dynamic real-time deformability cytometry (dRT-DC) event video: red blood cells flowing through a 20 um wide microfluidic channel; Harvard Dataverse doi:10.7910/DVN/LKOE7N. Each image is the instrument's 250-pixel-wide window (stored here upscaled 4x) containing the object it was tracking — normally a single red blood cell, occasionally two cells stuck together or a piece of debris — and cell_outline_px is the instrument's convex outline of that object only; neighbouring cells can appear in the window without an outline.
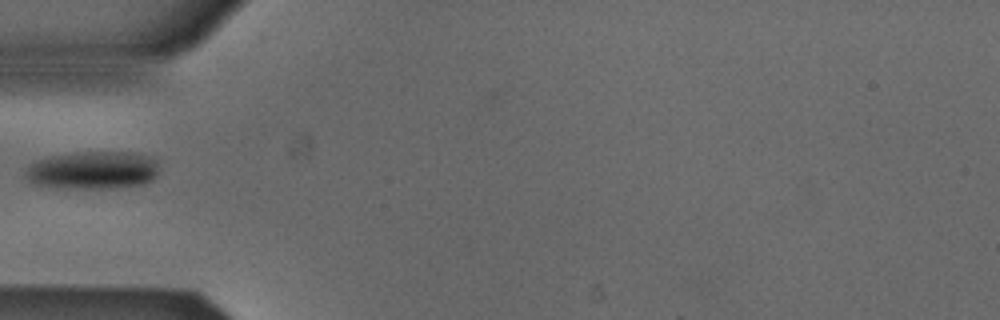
{"species": "Egyptian fruit bat (a non-hibernating species)", "species_latin": "Rousettus aegyptiacus", "temperature_condition": "cold", "stored_images_in_passage": 2, "camera_frame_rate_fps": 3000, "um_per_image_px": 0.085, "animal": {"sex": "male"}, "frame": {"image": 1, "passage_image": 1, "time_ms": 0.0, "image_size_px": [1000, 320], "cell_outline_px": [[156, 176], [152, 180], [144, 184], [92, 188], [84, 188], [40, 184], [28, 180], [24, 176], [28, 168], [36, 160], [48, 156], [76, 152], [136, 152], [156, 160]], "centroid_in_image_um": [7.9, 14.43], "position_along_channel_um": 77.1, "area_um2": 28.73}}